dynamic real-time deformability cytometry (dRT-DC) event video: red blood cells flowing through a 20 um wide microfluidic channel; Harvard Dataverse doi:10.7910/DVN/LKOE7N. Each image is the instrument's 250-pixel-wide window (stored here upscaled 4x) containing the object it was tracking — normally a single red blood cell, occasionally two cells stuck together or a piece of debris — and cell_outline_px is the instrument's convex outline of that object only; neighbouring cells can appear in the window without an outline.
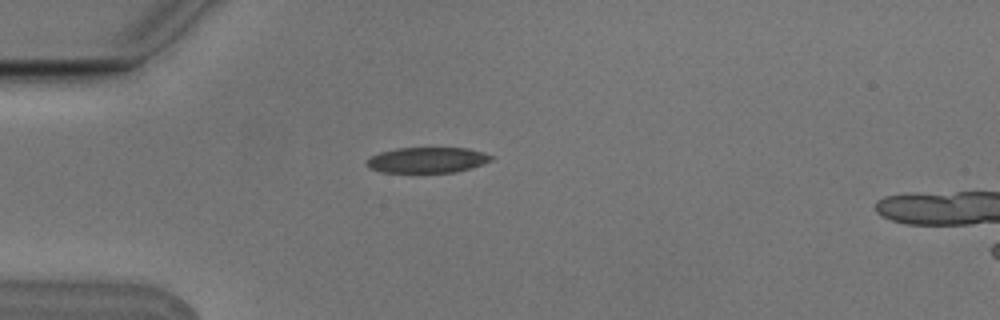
{"species": "Egyptian fruit bat (a non-hibernating species)", "species_latin": "Rousettus aegyptiacus", "temperature_condition": "cold", "stored_images_in_passage": 2, "camera_frame_rate_fps": 3000, "um_per_image_px": 0.085, "animal": {"sex": "male"}, "frame": {"image": 1, "passage_image": 2, "time_ms": 0.333, "image_size_px": [1000, 320], "cell_outline_px": [[496, 156], [492, 160], [484, 164], [472, 168], [456, 172], [380, 172], [368, 168], [368, 160], [372, 156], [380, 152], [396, 148], [468, 148], [484, 152]], "centroid_in_image_um": [36.39, 13.6], "position_along_channel_um": 48.6, "area_um2": 18.67}}